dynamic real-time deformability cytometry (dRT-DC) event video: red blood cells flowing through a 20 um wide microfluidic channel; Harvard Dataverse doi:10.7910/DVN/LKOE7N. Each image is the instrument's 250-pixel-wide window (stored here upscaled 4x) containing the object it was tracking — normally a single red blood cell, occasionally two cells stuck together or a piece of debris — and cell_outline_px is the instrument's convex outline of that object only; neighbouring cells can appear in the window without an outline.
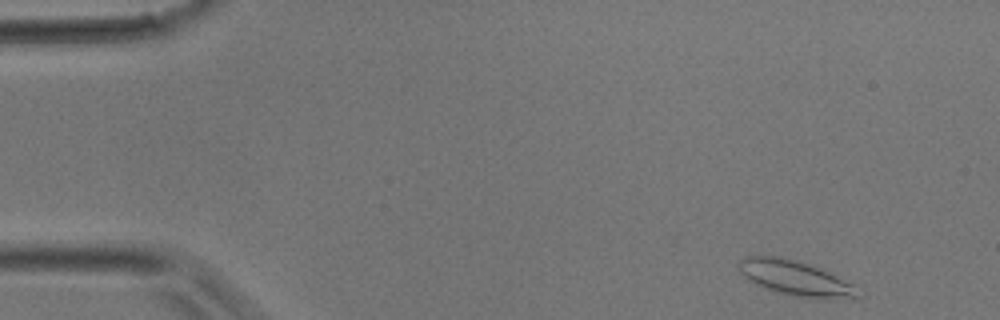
{"species": "common noctule bat (a hibernating species)", "species_latin": "Nyctalus noctula", "temperature_condition": "room temperature", "stored_images_in_passage": 10, "camera_frame_rate_fps": 3000, "um_per_image_px": 0.085, "animal": {"sex": "male", "body_mass_g": 17.9}, "frame": {"image": 1, "passage_image": 1, "time_ms": 0.0, "image_size_px": [1000, 320], "cell_outline_px": [[864, 296], [860, 300], [824, 300], [792, 296], [776, 292], [756, 284], [748, 280], [740, 272], [736, 264], [744, 256], [780, 256], [796, 260], [824, 268], [856, 284]], "centroid_in_image_um": [67.79, 23.68], "position_along_channel_um": 17.2, "area_um2": 25.72}}